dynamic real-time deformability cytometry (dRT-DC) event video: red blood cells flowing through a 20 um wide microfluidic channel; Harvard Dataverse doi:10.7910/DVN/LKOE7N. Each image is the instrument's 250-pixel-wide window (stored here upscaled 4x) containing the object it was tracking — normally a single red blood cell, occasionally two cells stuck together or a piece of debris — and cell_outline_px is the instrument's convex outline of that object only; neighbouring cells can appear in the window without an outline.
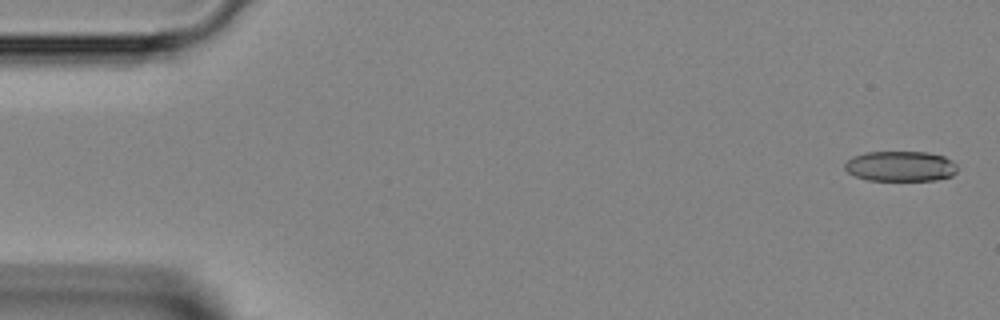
{"species": "Egyptian fruit bat (a non-hibernating species)", "species_latin": "Rousettus aegyptiacus", "temperature_condition": "room temperature", "stored_images_in_passage": 11, "camera_frame_rate_fps": 3000, "um_per_image_px": 0.085, "animal": {"sex": "female"}, "frame": {"image": 1, "passage_image": 1, "time_ms": 0.0, "image_size_px": [1000, 320], "cell_outline_px": [[956, 172], [952, 176], [936, 180], [868, 180], [856, 176], [848, 172], [844, 168], [844, 164], [852, 156], [864, 152], [928, 152], [944, 156], [952, 160], [956, 164]], "centroid_in_image_um": [76.54, 14.12], "position_along_channel_um": 8.5, "area_um2": 19.94}}
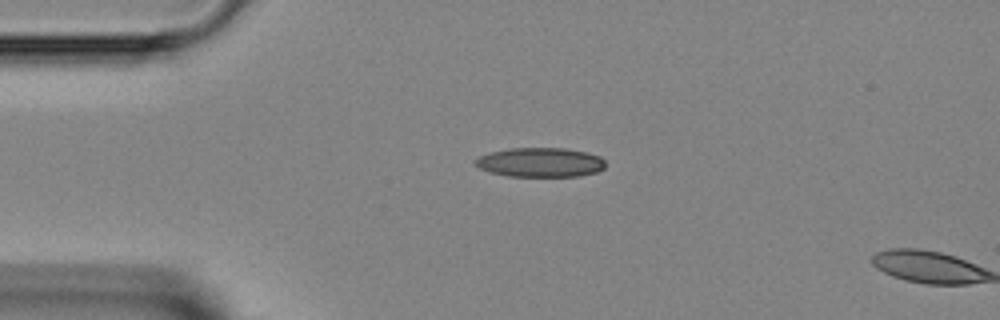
{"frame": {"image": 2, "passage_image": 10, "time_ms": 3.0, "image_size_px": [1000, 320], "cell_outline_px": [[604, 168], [596, 172], [580, 176], [508, 176], [488, 172], [480, 168], [472, 160], [488, 152], [508, 148], [564, 148], [588, 152], [600, 156], [604, 160]], "centroid_in_image_um": [45.9, 13.79], "position_along_channel_um": 39.1, "area_um2": 22.43}}